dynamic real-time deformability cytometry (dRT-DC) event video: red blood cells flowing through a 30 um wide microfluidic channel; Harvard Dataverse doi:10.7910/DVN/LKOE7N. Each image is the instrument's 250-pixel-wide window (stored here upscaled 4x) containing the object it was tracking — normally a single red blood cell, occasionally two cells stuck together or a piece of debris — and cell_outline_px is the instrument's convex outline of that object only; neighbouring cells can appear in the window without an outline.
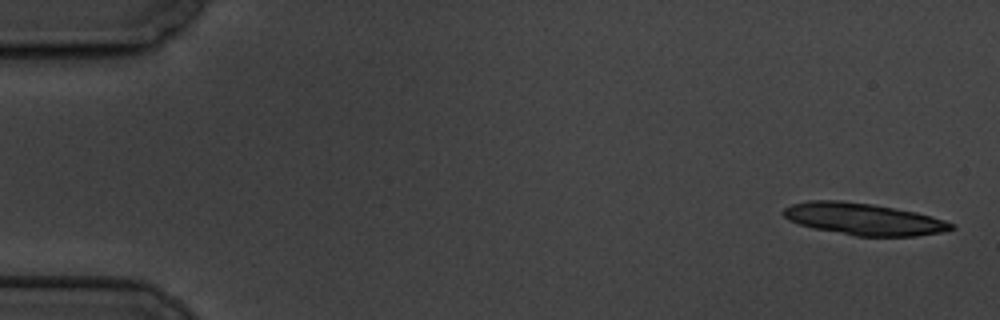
{"species": "common noctule bat (a hibernating species)", "species_latin": "Nyctalus noctula", "temperature_condition": "cold", "stored_images_in_passage": 6, "segment_of_instrument_passage": [1, 2], "camera_frame_rate_fps": 3000, "um_per_image_px": 0.085, "animal": {"sex": "male", "body_mass_g": 19.5, "forearm_length_mm": 54.6}, "frame": {"image": 1, "passage_image": 1, "time_ms": 0.0, "image_size_px": [1000, 320], "cell_outline_px": [[956, 228], [944, 232], [916, 236], [856, 236], [812, 228], [788, 220], [780, 212], [784, 208], [792, 204], [808, 200], [840, 200], [872, 204], [916, 212], [932, 216], [956, 224]], "centroid_in_image_um": [73.41, 18.62], "position_along_channel_um": 11.6, "area_um2": 31.39}}